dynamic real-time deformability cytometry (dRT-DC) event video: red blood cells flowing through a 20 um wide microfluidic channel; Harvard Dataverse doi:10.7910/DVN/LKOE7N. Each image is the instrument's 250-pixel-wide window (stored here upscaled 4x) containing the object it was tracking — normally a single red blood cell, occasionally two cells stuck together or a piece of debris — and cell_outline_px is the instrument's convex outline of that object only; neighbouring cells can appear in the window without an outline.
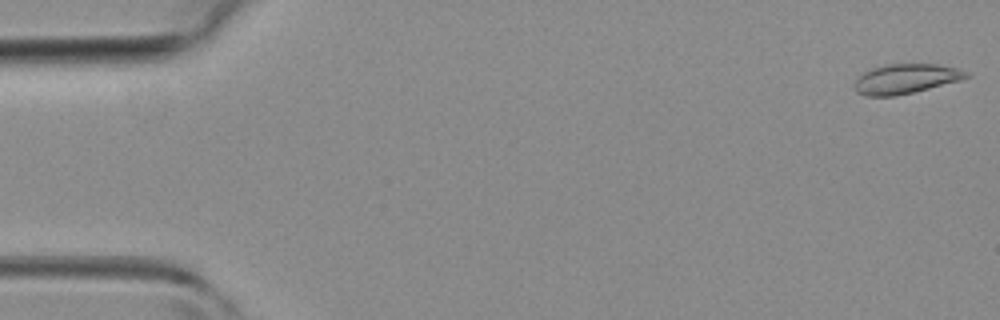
{"species": "common noctule bat (a hibernating species)", "species_latin": "Nyctalus noctula", "temperature_condition": "room temperature", "stored_images_in_passage": 7, "camera_frame_rate_fps": 3000, "um_per_image_px": 0.085, "animal": {"sex": "female", "body_mass_g": 19.3, "forearm_length_mm": 54.1}, "frame": {"image": 1, "passage_image": 1, "time_ms": 0.0, "image_size_px": [1000, 320], "cell_outline_px": [[972, 76], [960, 80], [896, 96], [868, 96], [856, 92], [856, 80], [864, 72], [872, 68], [888, 64], [936, 64], [956, 68], [968, 72]], "centroid_in_image_um": [77.01, 6.69], "position_along_channel_um": 8.0, "area_um2": 19.02}}